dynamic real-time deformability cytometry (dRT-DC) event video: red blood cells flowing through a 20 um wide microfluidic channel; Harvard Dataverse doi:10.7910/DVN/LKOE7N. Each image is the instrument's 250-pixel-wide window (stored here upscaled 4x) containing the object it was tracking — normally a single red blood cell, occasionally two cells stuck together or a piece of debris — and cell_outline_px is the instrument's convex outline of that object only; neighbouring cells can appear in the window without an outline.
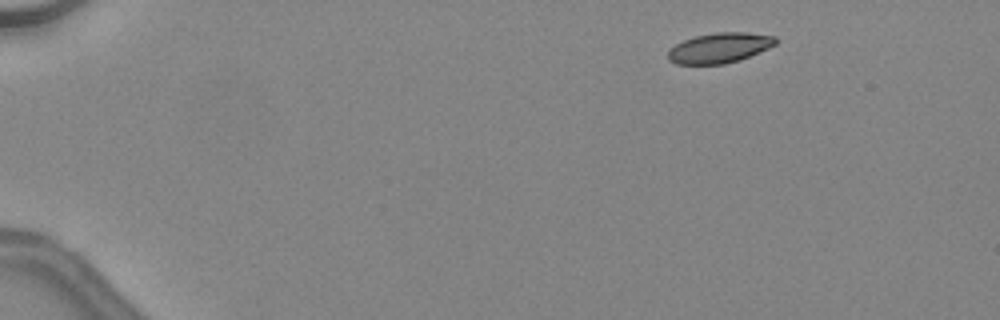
{"species": "common noctule bat (a hibernating species)", "species_latin": "Nyctalus noctula", "temperature_condition": "warm", "stored_images_in_passage": 36, "camera_frame_rate_fps": 3000, "um_per_image_px": 0.085, "animal": {"sex": "female", "body_mass_g": 24.6, "forearm_length_mm": 56.2}, "frame": {"image": 1, "passage_image": 1, "time_ms": 0.0, "image_size_px": [1000, 320], "cell_outline_px": [[776, 44], [768, 48], [740, 60], [724, 64], [676, 64], [668, 60], [668, 48], [684, 40], [696, 36], [716, 32], [744, 32], [776, 36]], "centroid_in_image_um": [61.14, 4.07], "position_along_channel_um": 23.9, "area_um2": 18.9}}
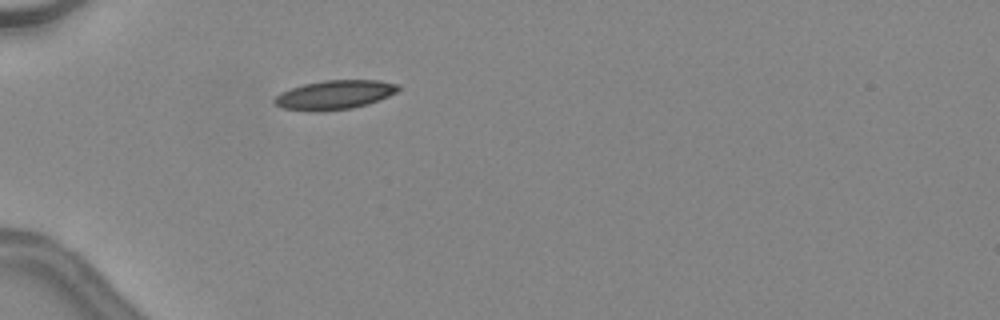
{"frame": {"image": 2, "passage_image": 10, "time_ms": 3.0, "image_size_px": [1000, 320], "cell_outline_px": [[400, 88], [396, 92], [380, 100], [368, 104], [352, 108], [320, 112], [308, 112], [284, 108], [276, 104], [272, 100], [280, 92], [304, 84], [324, 80], [380, 80], [400, 84]], "centroid_in_image_um": [28.45, 8.07], "position_along_channel_um": 56.5, "area_um2": 21.21}, "authors_computed_cell_mechanics": {"area_um2": 20.3456, "velocity_mm_per_s": 4.5301, "shape_relaxation_time_tau1_ms": 7.1109, "shape_relaxation_time_tau2_ms": 3.406, "deformation_change_tau1": 0.1803, "deformation_change_tau2": 0.0866}}